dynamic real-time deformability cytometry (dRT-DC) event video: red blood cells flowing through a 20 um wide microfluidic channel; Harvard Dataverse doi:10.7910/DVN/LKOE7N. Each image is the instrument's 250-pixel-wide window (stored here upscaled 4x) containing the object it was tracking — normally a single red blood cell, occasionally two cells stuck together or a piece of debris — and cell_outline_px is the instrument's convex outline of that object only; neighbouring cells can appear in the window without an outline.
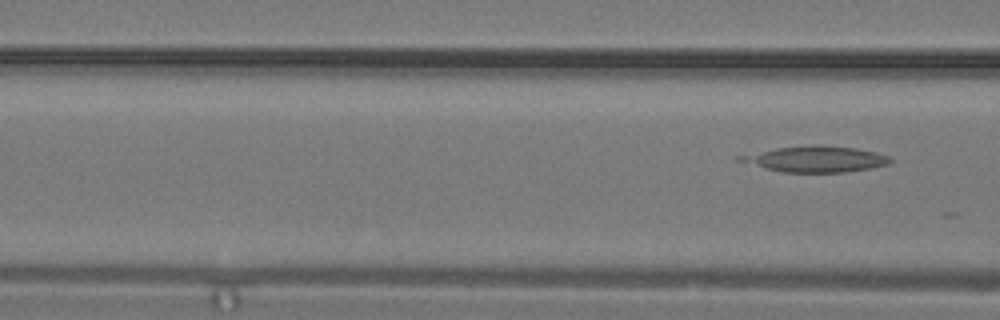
{"species": "common noctule bat (a hibernating species)", "species_latin": "Nyctalus noctula", "temperature_condition": "warm", "stored_images_in_passage": 4, "camera_frame_rate_fps": 3000, "um_per_image_px": 0.085, "animal": {"sex": "male", "body_mass_g": 19.2, "forearm_length_mm": 51.8}, "frame": {"image": 1, "passage_image": 4, "time_ms": 1.0, "image_size_px": [1000, 320], "cell_outline_px": [[892, 160], [888, 164], [872, 168], [844, 172], [780, 172], [732, 160], [732, 156], [780, 148], [820, 144], [856, 148], [876, 152], [888, 156]], "centroid_in_image_um": [69.25, 13.52], "position_along_channel_um": 97.3, "area_um2": 22.89}}